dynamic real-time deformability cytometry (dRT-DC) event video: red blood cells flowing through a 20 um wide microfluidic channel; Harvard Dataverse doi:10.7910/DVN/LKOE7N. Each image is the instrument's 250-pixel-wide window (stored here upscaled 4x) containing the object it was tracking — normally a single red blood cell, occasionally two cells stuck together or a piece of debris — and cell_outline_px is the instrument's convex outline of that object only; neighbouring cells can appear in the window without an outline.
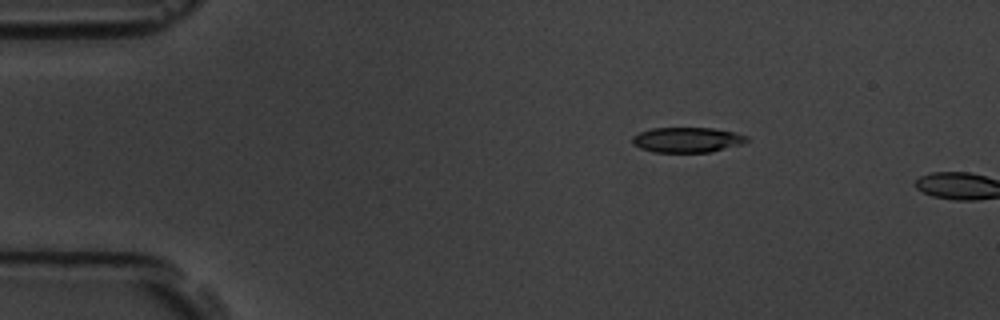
{"species": "common noctule bat (a hibernating species)", "species_latin": "Nyctalus noctula", "temperature_condition": "room temperature", "stored_images_in_passage": 4, "camera_frame_rate_fps": 3000, "um_per_image_px": 0.085, "animal": {"sex": "male", "body_mass_g": 19.5, "forearm_length_mm": 54.6}, "frame": {"image": 1, "passage_image": 3, "time_ms": 3.0, "image_size_px": [1000, 320], "cell_outline_px": [[748, 140], [744, 144], [712, 152], [652, 152], [640, 148], [632, 144], [632, 136], [640, 132], [652, 128], [712, 128], [736, 132], [748, 136]], "centroid_in_image_um": [58.43, 11.89], "position_along_channel_um": 26.6, "area_um2": 16.99}}